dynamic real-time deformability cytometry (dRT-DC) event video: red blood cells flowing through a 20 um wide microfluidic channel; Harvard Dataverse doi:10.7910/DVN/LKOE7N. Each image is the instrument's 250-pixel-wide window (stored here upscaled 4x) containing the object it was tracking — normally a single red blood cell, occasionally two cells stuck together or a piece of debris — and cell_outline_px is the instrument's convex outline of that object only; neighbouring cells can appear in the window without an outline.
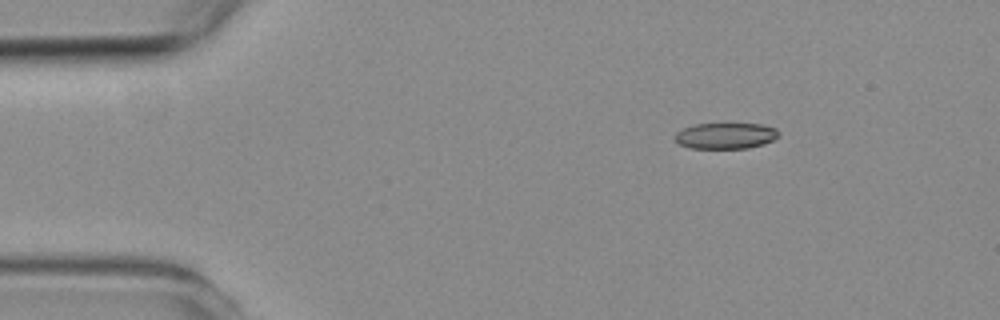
{"species": "common noctule bat (a hibernating species)", "species_latin": "Nyctalus noctula", "temperature_condition": "room temperature", "stored_images_in_passage": 3, "camera_frame_rate_fps": 3000, "um_per_image_px": 0.085, "animal": {"sex": "female", "body_mass_g": 19.3, "forearm_length_mm": 54.1}, "frame": {"image": 1, "passage_image": 2, "time_ms": 1.0, "image_size_px": [1000, 320], "cell_outline_px": [[780, 136], [764, 144], [748, 148], [688, 148], [680, 144], [676, 140], [676, 132], [692, 124], [760, 124], [776, 128], [780, 132]], "centroid_in_image_um": [61.71, 11.54], "position_along_channel_um": 23.3, "area_um2": 15.72}}